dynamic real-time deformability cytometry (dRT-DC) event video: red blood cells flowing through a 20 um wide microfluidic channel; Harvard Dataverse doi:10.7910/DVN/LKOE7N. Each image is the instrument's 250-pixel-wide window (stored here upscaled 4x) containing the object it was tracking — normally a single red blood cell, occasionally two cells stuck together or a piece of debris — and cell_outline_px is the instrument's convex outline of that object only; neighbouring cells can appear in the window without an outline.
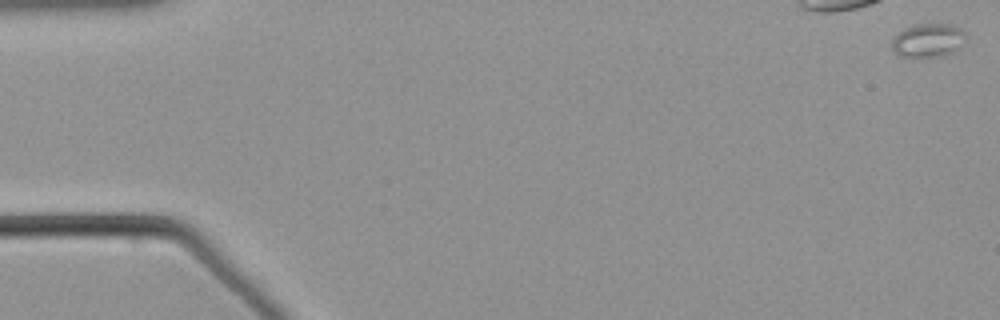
{"species": "common noctule bat (a hibernating species)", "species_latin": "Nyctalus noctula", "temperature_condition": "warm", "stored_images_in_passage": 18, "camera_frame_rate_fps": 3000, "um_per_image_px": 0.085, "animal": {"sex": "male", "body_mass_g": 21.5, "forearm_length_mm": 52.0}, "frame": {"image": 1, "passage_image": 1, "time_ms": 0.0, "image_size_px": [1000, 320], "cell_outline_px": [[968, 40], [964, 44], [952, 52], [944, 56], [896, 56], [892, 52], [892, 40], [904, 28], [912, 24], [948, 24], [960, 28], [968, 36]], "centroid_in_image_um": [78.91, 3.43], "position_along_channel_um": 6.1, "area_um2": 14.68}}
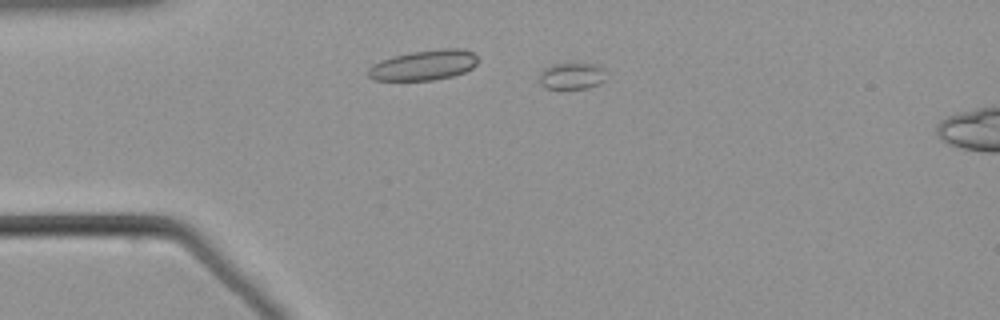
{"frame": {"image": 2, "passage_image": 13, "time_ms": 4.0, "image_size_px": [1000, 320], "cell_outline_px": [[604, 80], [600, 84], [588, 88], [544, 88], [540, 84], [540, 72], [544, 68], [552, 64], [600, 64], [604, 68]], "centroid_in_image_um": [48.61, 6.45], "position_along_channel_um": 36.4, "area_um2": 10.35}}